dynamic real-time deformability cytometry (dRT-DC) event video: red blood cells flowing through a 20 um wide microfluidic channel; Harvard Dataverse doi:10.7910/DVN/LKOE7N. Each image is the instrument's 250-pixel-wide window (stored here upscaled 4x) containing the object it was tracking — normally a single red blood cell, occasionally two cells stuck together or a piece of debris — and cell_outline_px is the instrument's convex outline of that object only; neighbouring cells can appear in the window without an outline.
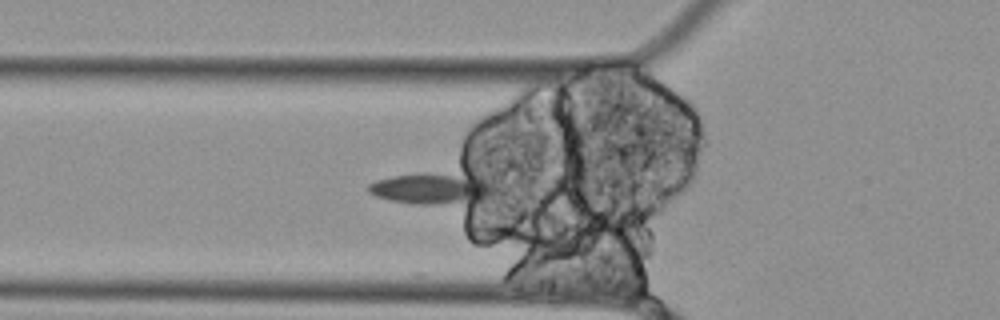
{"species": "Egyptian fruit bat (a non-hibernating species)", "species_latin": "Rousettus aegyptiacus", "temperature_condition": "cold", "stored_images_in_passage": 39, "camera_frame_rate_fps": 3000, "um_per_image_px": 0.085, "animal": {"sex": "female"}, "frame": {"image": 1, "passage_image": 2, "time_ms": 0.333, "image_size_px": [1000, 320], "cell_outline_px": [[488, 196], [472, 204], [412, 204], [388, 200], [376, 196], [368, 192], [368, 184], [376, 180], [392, 176], [424, 172], [480, 168], [488, 184]], "centroid_in_image_um": [36.83, 15.93], "position_along_channel_um": 89.0, "area_um2": 24.68}}
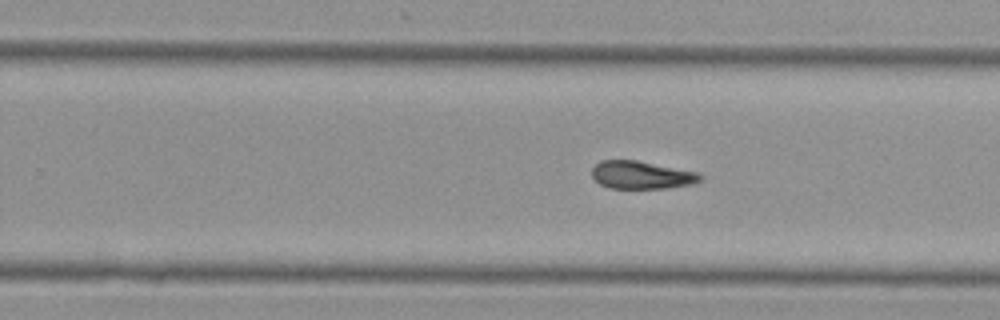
{"frame": {"image": 2, "passage_image": 18, "time_ms": 5.667, "image_size_px": [1000, 320], "cell_outline_px": [[704, 176], [696, 184], [668, 188], [608, 188], [600, 184], [592, 176], [592, 168], [600, 160], [636, 160], [700, 172]], "centroid_in_image_um": [54.58, 14.87], "position_along_channel_um": 275.2, "area_um2": 17.8}}
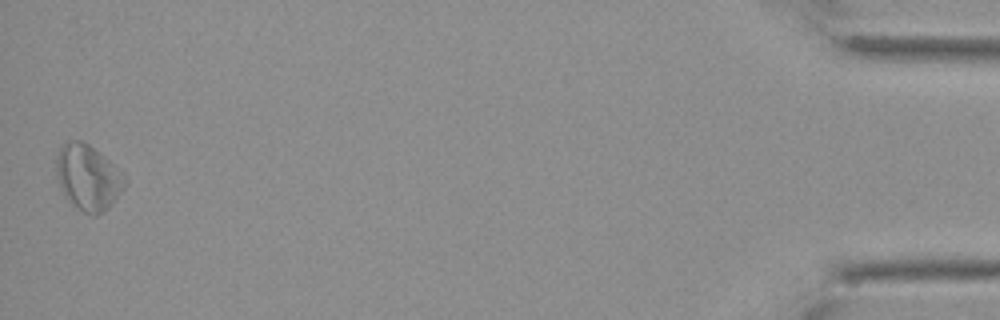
{"frame": {"image": 3, "passage_image": 39, "time_ms": 12.667, "image_size_px": [1000, 320], "cell_outline_px": [[128, 184], [108, 208], [104, 212], [96, 216], [92, 216], [84, 212], [72, 204], [64, 196], [60, 188], [56, 176], [56, 156], [60, 148], [64, 144], [76, 140], [80, 140], [88, 144], [104, 156], [128, 180]], "centroid_in_image_um": [7.48, 15.12], "position_along_channel_um": 427.7, "area_um2": 26.13}}